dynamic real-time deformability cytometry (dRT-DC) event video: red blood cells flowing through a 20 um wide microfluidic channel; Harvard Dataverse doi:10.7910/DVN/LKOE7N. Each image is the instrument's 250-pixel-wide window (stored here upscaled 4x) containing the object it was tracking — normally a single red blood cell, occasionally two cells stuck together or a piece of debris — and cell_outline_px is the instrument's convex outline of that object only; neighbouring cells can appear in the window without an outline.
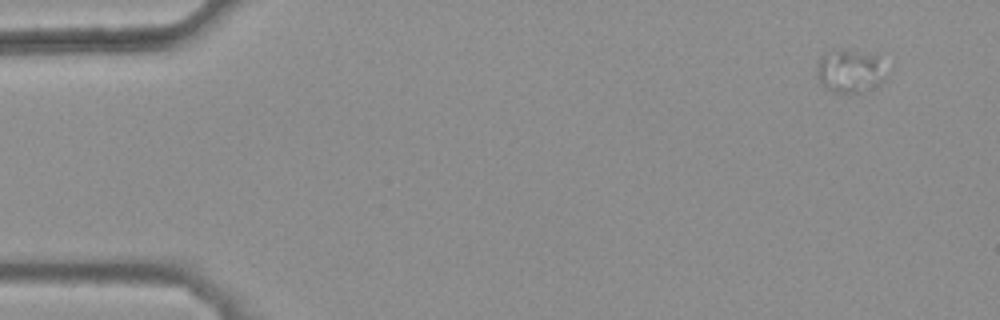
{"species": "common noctule bat (a hibernating species)", "species_latin": "Nyctalus noctula", "temperature_condition": "warm", "stored_images_in_passage": 45, "camera_frame_rate_fps": 3000, "um_per_image_px": 0.085, "animal": {"sex": "female", "body_mass_g": 25.1}, "frame": {"image": 1, "passage_image": 1, "time_ms": 0.0, "image_size_px": [1000, 320], "cell_outline_px": [[884, 80], [880, 84], [856, 92], [836, 92], [820, 84], [816, 76], [816, 64], [824, 56], [840, 52], [852, 52], [880, 56]], "centroid_in_image_um": [72.22, 6.09], "position_along_channel_um": 12.8, "area_um2": 16.3}}
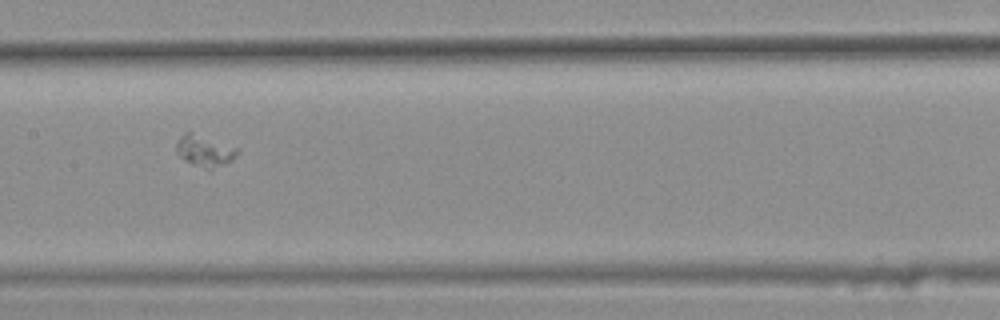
{"frame": {"image": 2, "passage_image": 24, "time_ms": 7.667, "image_size_px": [1000, 320], "cell_outline_px": [[240, 152], [232, 160], [212, 172], [192, 164], [184, 160], [176, 152], [176, 144], [180, 136], [184, 132], [192, 132], [236, 148]], "centroid_in_image_um": [17.39, 12.87], "position_along_channel_um": 190.0, "area_um2": 11.27}}
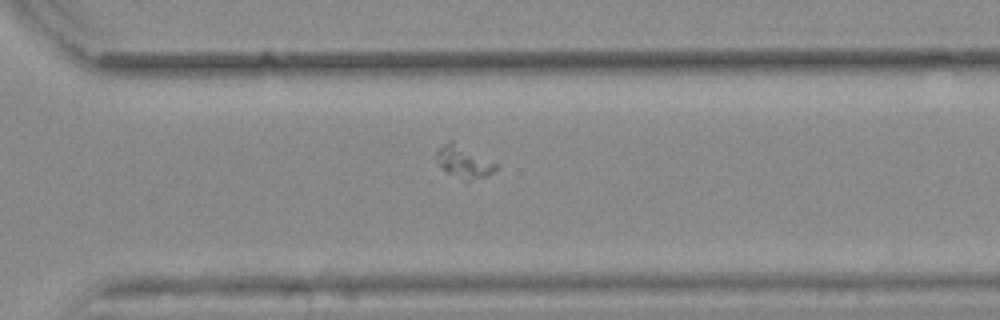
{"frame": {"image": 3, "passage_image": 35, "time_ms": 11.333, "image_size_px": [1000, 320], "cell_outline_px": [[500, 164], [492, 172], [468, 184], [448, 172], [436, 160], [436, 152], [448, 140], [452, 140]], "centroid_in_image_um": [39.47, 13.78], "position_along_channel_um": 331.1, "area_um2": 11.27}}